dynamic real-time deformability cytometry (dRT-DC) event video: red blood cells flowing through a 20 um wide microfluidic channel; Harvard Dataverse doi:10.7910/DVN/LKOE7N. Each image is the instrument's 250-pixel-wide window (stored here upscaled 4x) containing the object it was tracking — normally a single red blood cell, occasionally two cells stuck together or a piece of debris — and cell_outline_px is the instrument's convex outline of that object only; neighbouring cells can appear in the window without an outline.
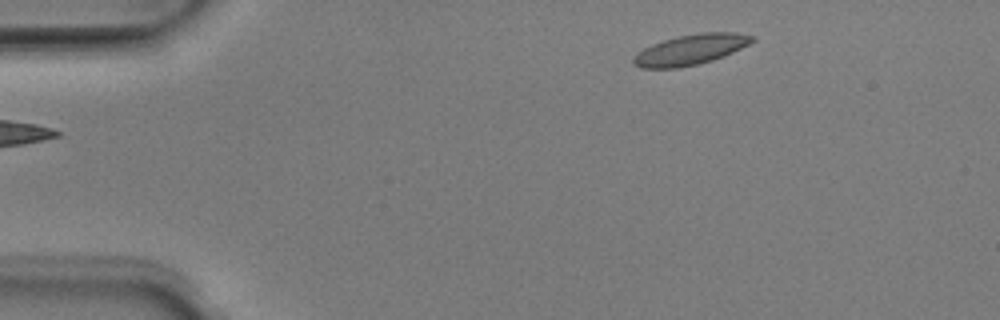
{"species": "Egyptian fruit bat (a non-hibernating species)", "species_latin": "Rousettus aegyptiacus", "temperature_condition": "room temperature", "stored_images_in_passage": 44, "camera_frame_rate_fps": 3000, "um_per_image_px": 0.085, "animal": {"sex": "male"}, "frame": {"image": 1, "passage_image": 1, "time_ms": 0.0, "image_size_px": [1000, 320], "cell_outline_px": [[756, 40], [724, 56], [712, 60], [696, 64], [676, 68], [640, 68], [632, 64], [632, 56], [644, 48], [652, 44], [664, 40], [680, 36], [700, 32], [736, 32], [756, 36]], "centroid_in_image_um": [58.69, 4.21], "position_along_channel_um": 26.3, "area_um2": 20.98}}
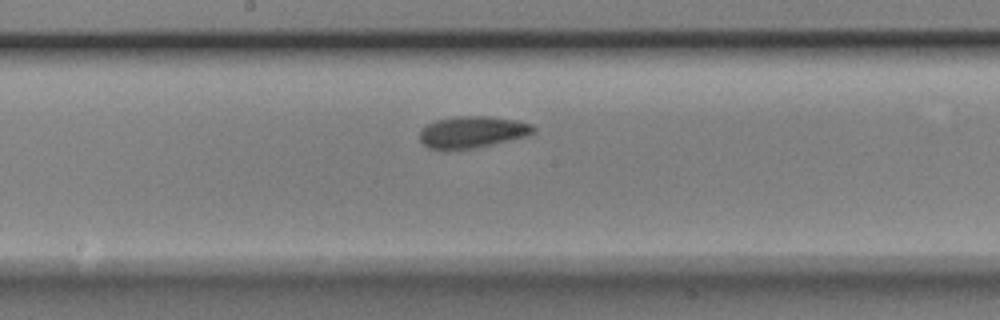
{"frame": {"image": 2, "passage_image": 20, "time_ms": 6.333, "image_size_px": [1000, 320], "cell_outline_px": [[536, 132], [528, 136], [512, 140], [472, 148], [444, 152], [440, 152], [428, 148], [420, 140], [420, 132], [428, 124], [436, 120], [456, 116], [492, 116], [516, 120], [532, 124], [536, 128]], "centroid_in_image_um": [40.15, 11.25], "position_along_channel_um": 208.0, "area_um2": 21.5}}
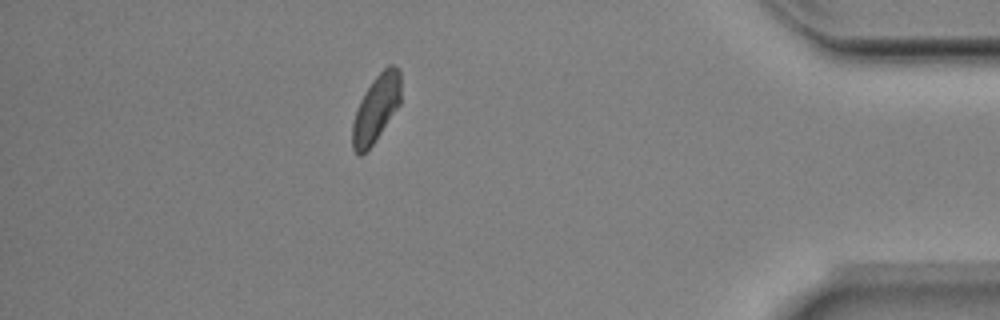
{"frame": {"image": 3, "passage_image": 38, "time_ms": 12.333, "image_size_px": [1000, 320], "cell_outline_px": [[400, 104], [372, 144], [360, 156], [352, 148], [352, 124], [360, 100], [364, 92], [372, 80], [388, 64], [392, 64], [400, 68]], "centroid_in_image_um": [31.97, 9.18], "position_along_channel_um": 403.2, "area_um2": 18.67}, "authors_computed_cell_mechanics": {"area_um2": 20.4034, "velocity_mm_per_s": 3.9608, "shape_relaxation_time_tau1_ms": 2.3731, "shape_relaxation_time_tau2_ms": 2.8925, "deformation_change_tau1": 0.1134, "deformation_change_tau2": 0.0802}}